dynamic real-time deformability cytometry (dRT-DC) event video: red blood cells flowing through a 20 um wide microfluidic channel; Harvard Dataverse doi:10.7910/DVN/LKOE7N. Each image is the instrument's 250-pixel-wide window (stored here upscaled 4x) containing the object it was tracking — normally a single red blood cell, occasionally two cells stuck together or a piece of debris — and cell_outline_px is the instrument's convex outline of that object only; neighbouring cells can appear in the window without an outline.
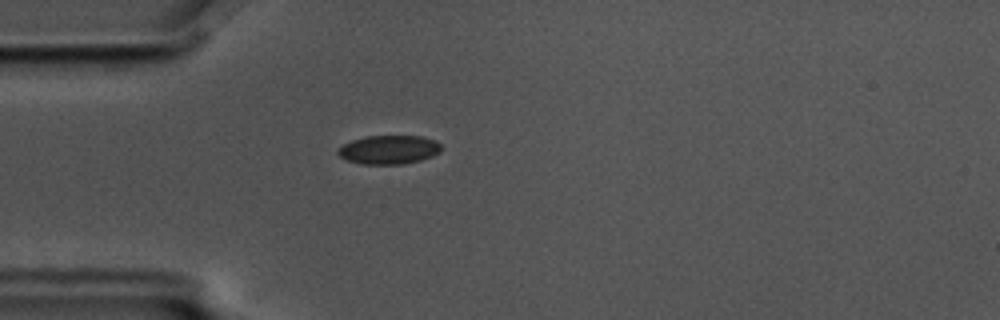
{"species": "common noctule bat (a hibernating species)", "species_latin": "Nyctalus noctula", "temperature_condition": "cold", "stored_images_in_passage": 3, "camera_frame_rate_fps": 3000, "um_per_image_px": 0.085, "animal": {"sex": "male", "body_mass_g": 17.5, "forearm_length_mm": 52.3}, "frame": {"image": 1, "passage_image": 3, "time_ms": 0.667, "image_size_px": [1000, 320], "cell_outline_px": [[440, 152], [432, 156], [420, 160], [404, 164], [360, 164], [348, 160], [340, 156], [336, 152], [336, 148], [352, 140], [364, 136], [420, 136], [436, 140], [440, 144]], "centroid_in_image_um": [33.03, 12.72], "position_along_channel_um": 52.0, "area_um2": 17.4}}